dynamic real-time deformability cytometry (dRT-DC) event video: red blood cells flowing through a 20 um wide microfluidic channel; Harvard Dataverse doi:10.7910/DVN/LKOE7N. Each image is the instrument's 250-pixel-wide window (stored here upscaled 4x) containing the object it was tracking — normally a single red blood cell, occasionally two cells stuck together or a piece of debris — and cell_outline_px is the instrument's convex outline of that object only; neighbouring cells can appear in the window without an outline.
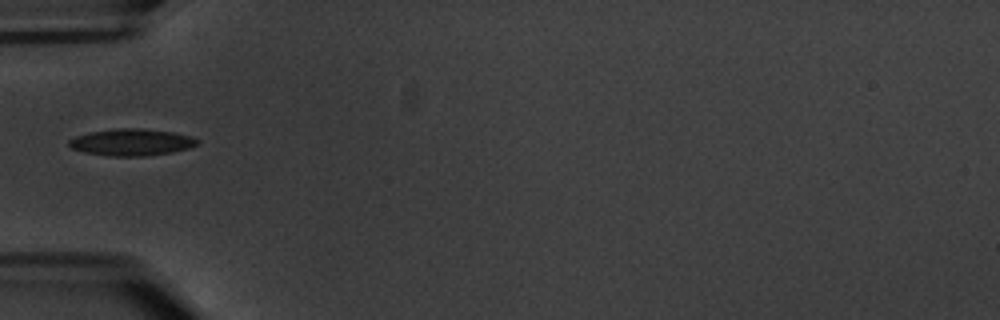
{"species": "common noctule bat (a hibernating species)", "species_latin": "Nyctalus noctula", "temperature_condition": "warm", "stored_images_in_passage": 3, "camera_frame_rate_fps": 3000, "um_per_image_px": 0.085, "animal": {"sex": "male", "body_mass_g": 20.1, "forearm_length_mm": 53.5}, "frame": {"image": 1, "passage_image": 2, "time_ms": 1.333, "image_size_px": [1000, 320], "cell_outline_px": [[200, 144], [188, 148], [172, 152], [144, 156], [108, 156], [84, 152], [72, 148], [68, 144], [68, 140], [76, 136], [92, 132], [116, 128], [140, 128], [172, 132], [192, 136], [200, 140]], "centroid_in_image_um": [11.21, 12.09], "position_along_channel_um": 73.8, "area_um2": 20.06}}